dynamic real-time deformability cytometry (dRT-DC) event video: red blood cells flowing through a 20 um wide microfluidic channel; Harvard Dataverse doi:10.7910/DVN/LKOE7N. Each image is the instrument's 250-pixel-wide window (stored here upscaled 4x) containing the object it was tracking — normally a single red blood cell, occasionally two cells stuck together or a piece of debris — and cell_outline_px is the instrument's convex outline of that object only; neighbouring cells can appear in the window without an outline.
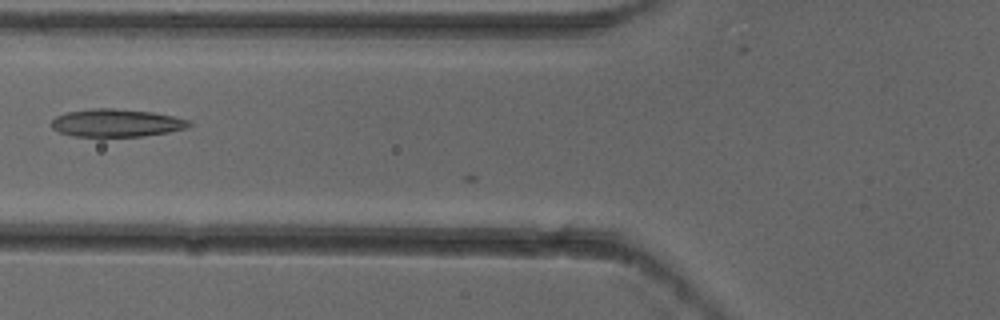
{"species": "common noctule bat (a hibernating species)", "species_latin": "Nyctalus noctula", "temperature_condition": "cold", "stored_images_in_passage": 3, "camera_frame_rate_fps": 3000, "um_per_image_px": 0.085, "animal": {"sex": "female"}, "frame": {"image": 1, "passage_image": 2, "time_ms": 0.333, "image_size_px": [1000, 320], "cell_outline_px": [[192, 124], [184, 128], [168, 132], [144, 136], [72, 136], [60, 132], [52, 128], [52, 120], [56, 116], [68, 112], [92, 108], [116, 108], [152, 112], [172, 116], [188, 120]], "centroid_in_image_um": [9.87, 10.44], "position_along_channel_um": 115.9, "area_um2": 22.08}}